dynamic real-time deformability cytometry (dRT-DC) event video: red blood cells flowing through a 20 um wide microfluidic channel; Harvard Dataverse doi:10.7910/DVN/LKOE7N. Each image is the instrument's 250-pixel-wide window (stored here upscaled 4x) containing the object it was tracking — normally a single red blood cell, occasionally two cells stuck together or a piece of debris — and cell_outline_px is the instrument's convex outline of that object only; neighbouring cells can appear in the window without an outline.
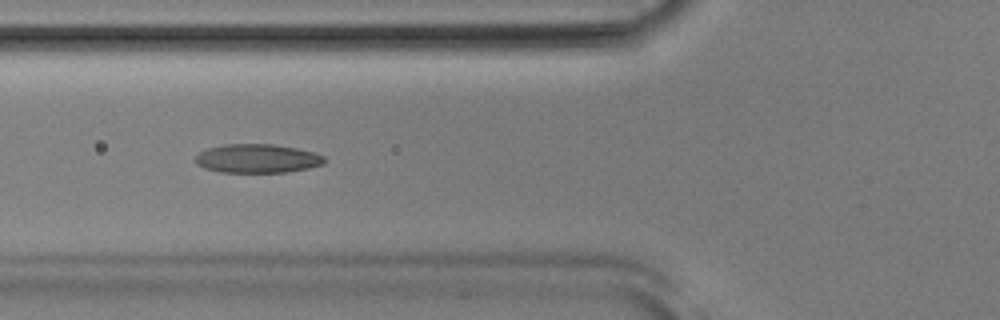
{"species": "Egyptian fruit bat (a non-hibernating species)", "species_latin": "Rousettus aegyptiacus", "temperature_condition": "room temperature", "stored_images_in_passage": 50, "camera_frame_rate_fps": 3000, "um_per_image_px": 0.085, "animal": {"sex": "male"}, "frame": {"image": 1, "passage_image": 18, "time_ms": 5.667, "image_size_px": [1000, 320], "cell_outline_px": [[324, 164], [308, 168], [288, 172], [220, 172], [204, 168], [196, 164], [196, 156], [200, 152], [208, 148], [224, 144], [272, 144], [296, 148], [312, 152], [324, 156]], "centroid_in_image_um": [21.86, 13.47], "position_along_channel_um": 103.9, "area_um2": 21.56}}
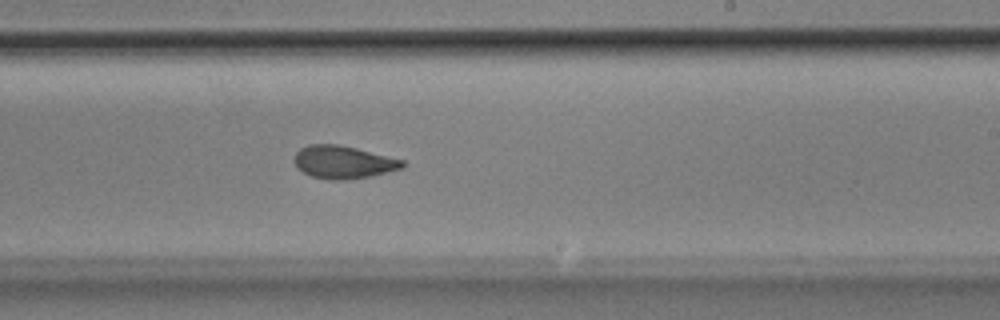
{"frame": {"image": 2, "passage_image": 30, "time_ms": 9.667, "image_size_px": [1000, 320], "cell_outline_px": [[404, 168], [368, 176], [348, 180], [332, 180], [312, 176], [296, 168], [296, 152], [300, 148], [308, 144], [336, 144], [356, 148], [404, 160]], "centroid_in_image_um": [29.18, 13.78], "position_along_channel_um": 259.8, "area_um2": 20.46}}
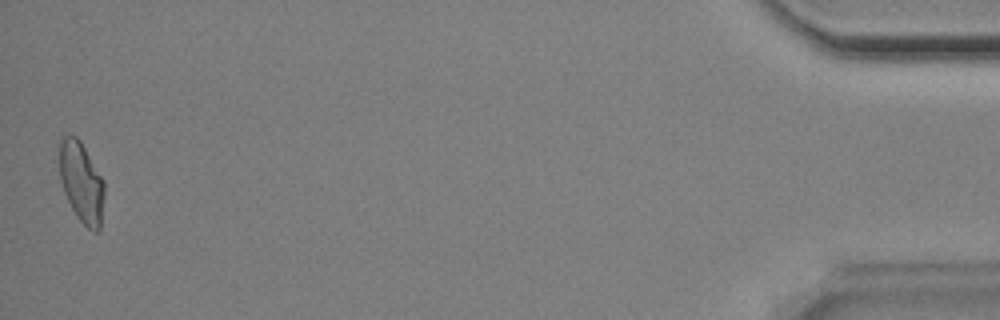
{"frame": {"image": 3, "passage_image": 50, "time_ms": 16.333, "image_size_px": [1000, 320], "cell_outline_px": [[104, 196], [100, 228], [96, 232], [92, 232], [76, 216], [64, 192], [60, 180], [60, 140], [64, 136], [76, 136], [80, 140], [104, 180]], "centroid_in_image_um": [6.94, 15.51], "position_along_channel_um": 428.3, "area_um2": 20.92}, "authors_computed_cell_mechanics": {"area_um2": 20.9525, "velocity_mm_per_s": 3.9059, "shape_relaxation_time_tau1_ms": 8.8431, "shape_relaxation_time_tau2_ms": 1.6495, "deformation_change_tau1": 0.2295, "deformation_change_tau2": 0.0707}}